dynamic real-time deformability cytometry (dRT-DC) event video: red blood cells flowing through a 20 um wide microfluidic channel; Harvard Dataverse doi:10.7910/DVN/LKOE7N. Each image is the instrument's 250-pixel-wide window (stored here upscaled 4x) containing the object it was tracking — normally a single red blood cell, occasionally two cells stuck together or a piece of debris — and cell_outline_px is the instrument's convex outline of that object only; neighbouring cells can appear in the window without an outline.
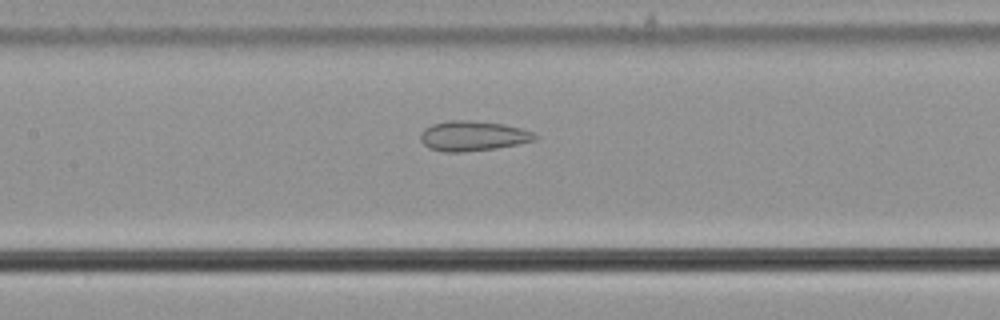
{"species": "common noctule bat (a hibernating species)", "species_latin": "Nyctalus noctula", "temperature_condition": "cold", "stored_images_in_passage": 57, "camera_frame_rate_fps": 3000, "um_per_image_px": 0.085, "animal": {"sex": "male", "body_mass_g": 21.5, "forearm_length_mm": 52.0}, "frame": {"image": 1, "passage_image": 28, "time_ms": 9.0, "image_size_px": [1000, 320], "cell_outline_px": [[540, 136], [536, 140], [496, 148], [460, 152], [444, 152], [428, 148], [420, 140], [420, 132], [424, 128], [432, 124], [448, 120], [468, 120], [504, 124], [520, 128], [532, 132]], "centroid_in_image_um": [40.17, 11.55], "position_along_channel_um": 167.2, "area_um2": 20.06}}
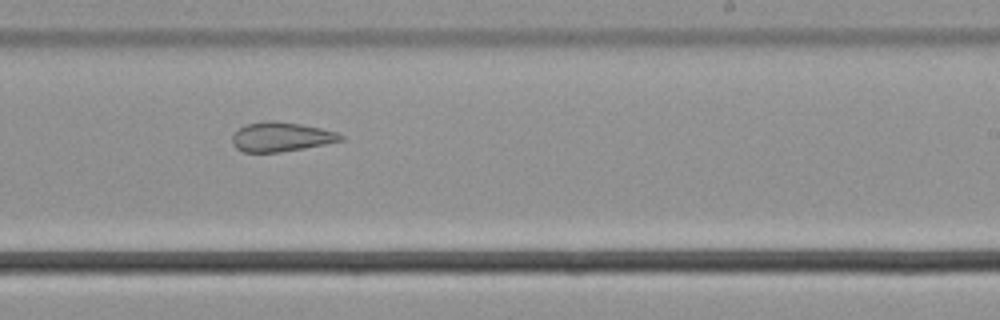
{"frame": {"image": 2, "passage_image": 36, "time_ms": 11.667, "image_size_px": [1000, 320], "cell_outline_px": [[344, 140], [304, 148], [280, 152], [244, 152], [236, 148], [232, 144], [232, 136], [244, 124], [264, 120], [272, 120], [300, 124], [320, 128], [336, 132], [344, 136]], "centroid_in_image_um": [23.87, 11.63], "position_along_channel_um": 265.1, "area_um2": 18.55}}
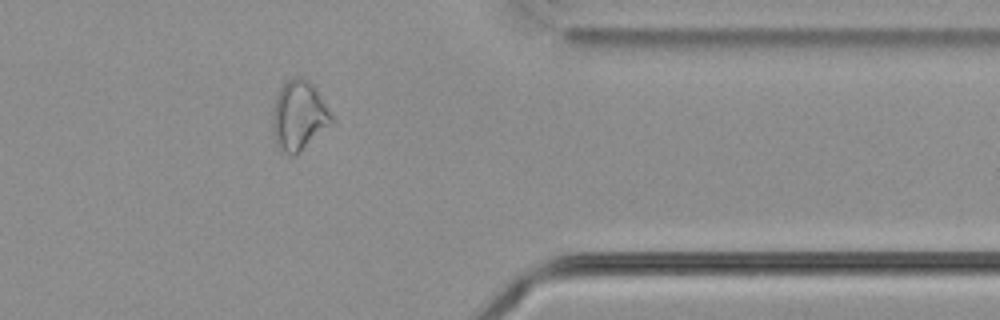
{"frame": {"image": 3, "passage_image": 47, "time_ms": 15.333, "image_size_px": [1000, 320], "cell_outline_px": [[336, 120], [332, 124], [296, 156], [292, 156], [284, 152], [276, 144], [272, 132], [272, 108], [276, 96], [280, 88], [288, 80], [296, 76], [304, 76], [316, 88]], "centroid_in_image_um": [25.41, 9.83], "position_along_channel_um": 386.0, "area_um2": 24.39}, "authors_computed_cell_mechanics": {"area_um2": 24.7962, "velocity_mm_per_s": 3.6955, "shape_relaxation_time_tau1_ms": null, "shape_relaxation_time_tau2_ms": 2.7785, "deformation_change_tau1": null, "deformation_change_tau2": 0.0974}}